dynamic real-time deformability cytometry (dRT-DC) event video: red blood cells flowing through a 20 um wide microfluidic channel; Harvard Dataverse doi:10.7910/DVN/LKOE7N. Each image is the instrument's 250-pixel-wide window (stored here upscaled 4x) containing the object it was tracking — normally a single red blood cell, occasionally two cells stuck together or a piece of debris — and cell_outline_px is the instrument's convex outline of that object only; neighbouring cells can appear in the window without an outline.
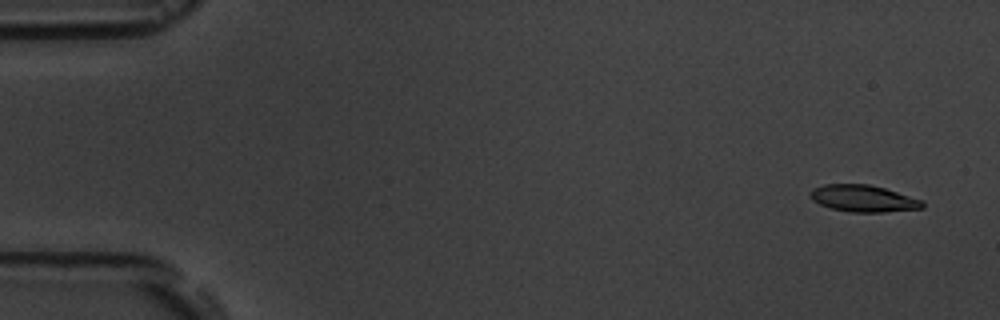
{"species": "common noctule bat (a hibernating species)", "species_latin": "Nyctalus noctula", "temperature_condition": "room temperature", "stored_images_in_passage": 6, "camera_frame_rate_fps": 3000, "um_per_image_px": 0.085, "animal": {"sex": "male", "body_mass_g": 19.5, "forearm_length_mm": 54.6}, "frame": {"image": 1, "passage_image": 1, "time_ms": 0.0, "image_size_px": [1000, 320], "cell_outline_px": [[924, 208], [884, 212], [848, 212], [832, 208], [820, 204], [812, 200], [808, 196], [812, 188], [824, 184], [868, 184], [884, 188], [924, 200]], "centroid_in_image_um": [73.37, 16.87], "position_along_channel_um": 11.6, "area_um2": 17.63}}
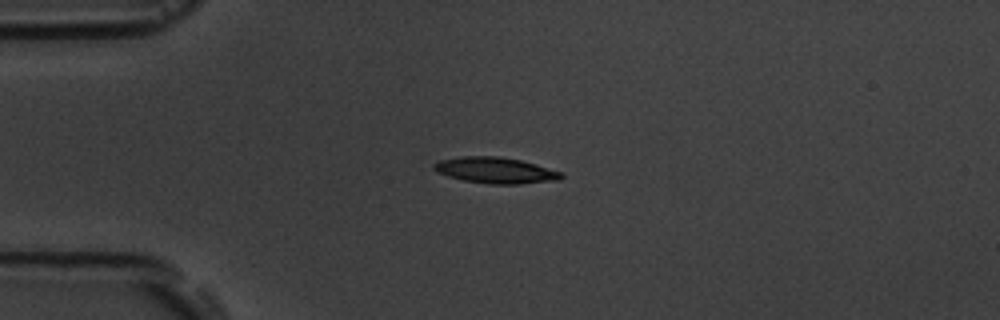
{"frame": {"image": 2, "passage_image": 4, "time_ms": 3.667, "image_size_px": [1000, 320], "cell_outline_px": [[564, 176], [560, 180], [520, 184], [488, 184], [464, 180], [448, 176], [436, 172], [432, 168], [432, 164], [440, 160], [460, 156], [496, 156], [520, 160], [536, 164], [564, 172]], "centroid_in_image_um": [42.13, 14.48], "position_along_channel_um": 42.9, "area_um2": 19.54}}
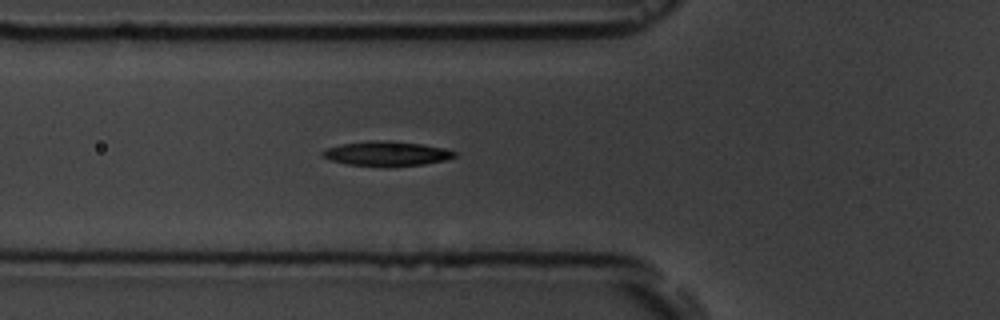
{"frame": {"image": 3, "passage_image": 6, "time_ms": 5.667, "image_size_px": [1000, 320], "cell_outline_px": [[460, 152], [456, 156], [444, 160], [424, 164], [348, 164], [328, 160], [320, 156], [320, 152], [324, 148], [340, 144], [368, 140], [392, 140], [420, 144], [444, 148]], "centroid_in_image_um": [32.81, 13.0], "position_along_channel_um": 93.0, "area_um2": 18.55}}